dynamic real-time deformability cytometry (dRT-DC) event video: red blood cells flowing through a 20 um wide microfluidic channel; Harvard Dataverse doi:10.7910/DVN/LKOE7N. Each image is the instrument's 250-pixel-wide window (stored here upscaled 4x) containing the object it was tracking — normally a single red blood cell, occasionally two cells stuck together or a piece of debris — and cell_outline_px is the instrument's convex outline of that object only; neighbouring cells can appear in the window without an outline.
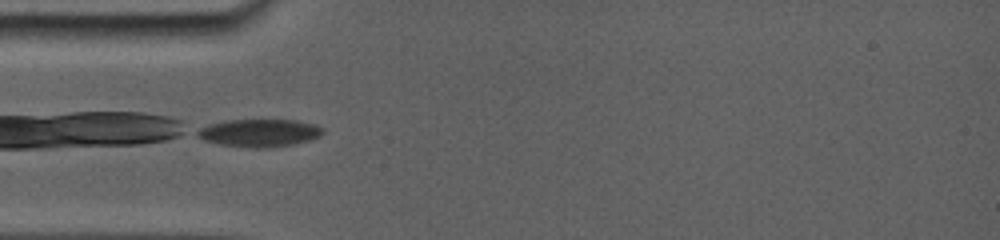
{"species": "common noctule bat (a hibernating species)", "species_latin": "Nyctalus noctula", "temperature_condition": "room temperature", "stored_images_in_passage": 21, "camera_frame_rate_fps": 5000, "um_per_image_px": 0.085, "animal": {"sex": "female", "body_mass_g": 19.0, "forearm_length_mm": 56.7}, "frame": {"image": 1, "passage_image": 1, "time_ms": 0.0, "image_size_px": [1000, 240], "cell_outline_px": [[320, 132], [316, 136], [304, 140], [288, 144], [224, 144], [208, 140], [200, 136], [196, 132], [212, 124], [228, 120], [292, 120], [308, 124], [320, 128]], "centroid_in_image_um": [21.99, 11.22], "position_along_channel_um": 63.0, "area_um2": 17.69}}
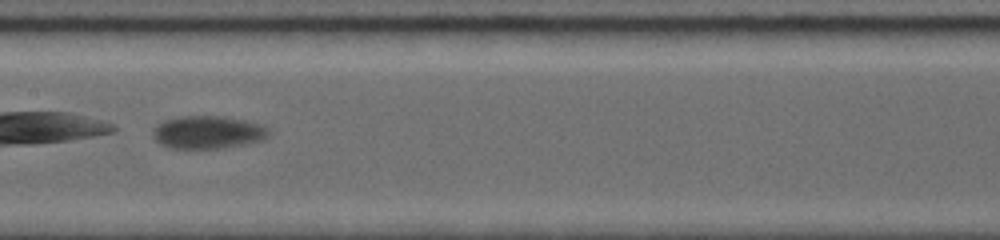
{"frame": {"image": 2, "passage_image": 10, "time_ms": 3.4, "image_size_px": [1000, 240], "cell_outline_px": [[264, 136], [256, 140], [216, 148], [176, 148], [164, 144], [156, 140], [156, 128], [164, 120], [180, 116], [220, 116], [240, 120], [256, 124], [264, 128]], "centroid_in_image_um": [17.55, 11.22], "position_along_channel_um": 189.8, "area_um2": 20.46}}
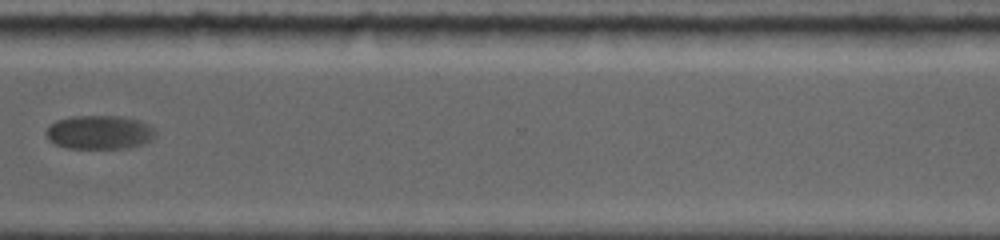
{"frame": {"image": 3, "passage_image": 20, "time_ms": 8.0, "image_size_px": [1000, 240], "cell_outline_px": [[156, 136], [152, 140], [128, 148], [64, 148], [48, 140], [48, 128], [56, 120], [72, 116], [120, 116], [140, 120], [156, 128]], "centroid_in_image_um": [8.51, 11.24], "position_along_channel_um": 362.1, "area_um2": 21.62}}